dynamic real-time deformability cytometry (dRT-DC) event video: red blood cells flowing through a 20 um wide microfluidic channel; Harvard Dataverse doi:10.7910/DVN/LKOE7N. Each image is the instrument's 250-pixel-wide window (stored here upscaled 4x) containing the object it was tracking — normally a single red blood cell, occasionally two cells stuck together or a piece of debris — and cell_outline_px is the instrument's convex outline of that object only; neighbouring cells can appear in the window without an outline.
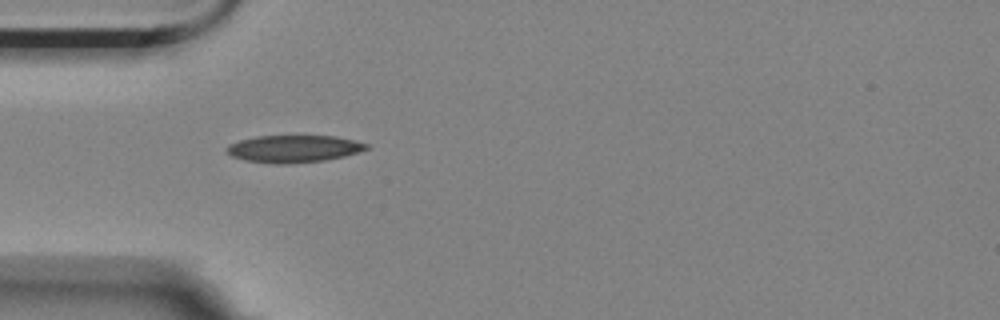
{"species": "Egyptian fruit bat (a non-hibernating species)", "species_latin": "Rousettus aegyptiacus", "temperature_condition": "room temperature", "stored_images_in_passage": 2, "camera_frame_rate_fps": 3000, "um_per_image_px": 0.085, "animal": {"sex": "female"}, "frame": {"image": 1, "passage_image": 1, "time_ms": 0.0, "image_size_px": [1000, 320], "cell_outline_px": [[368, 148], [344, 156], [324, 160], [284, 164], [272, 164], [244, 160], [232, 156], [224, 148], [228, 144], [240, 140], [256, 136], [336, 136], [368, 144]], "centroid_in_image_um": [24.9, 12.64], "position_along_channel_um": 60.1, "area_um2": 22.02}}
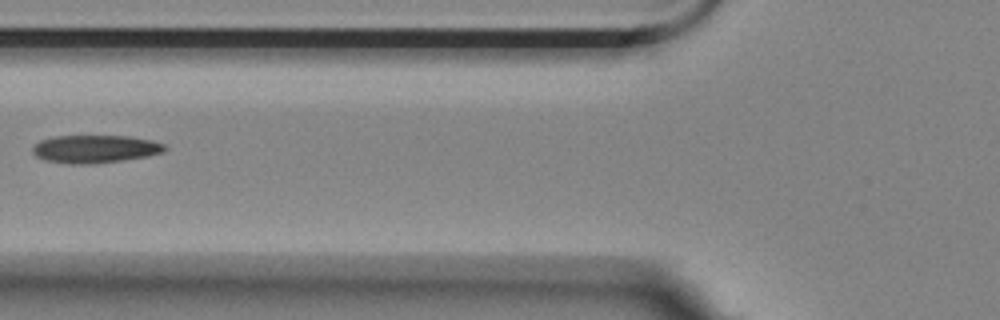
{"frame": {"image": 2, "passage_image": 2, "time_ms": 0.333, "image_size_px": [1000, 320], "cell_outline_px": [[168, 148], [164, 152], [148, 156], [124, 160], [92, 164], [72, 164], [48, 160], [36, 156], [32, 152], [32, 148], [40, 140], [56, 136], [128, 136], [152, 140], [164, 144]], "centroid_in_image_um": [8.13, 12.66], "position_along_channel_um": 117.7, "area_um2": 21.44}}